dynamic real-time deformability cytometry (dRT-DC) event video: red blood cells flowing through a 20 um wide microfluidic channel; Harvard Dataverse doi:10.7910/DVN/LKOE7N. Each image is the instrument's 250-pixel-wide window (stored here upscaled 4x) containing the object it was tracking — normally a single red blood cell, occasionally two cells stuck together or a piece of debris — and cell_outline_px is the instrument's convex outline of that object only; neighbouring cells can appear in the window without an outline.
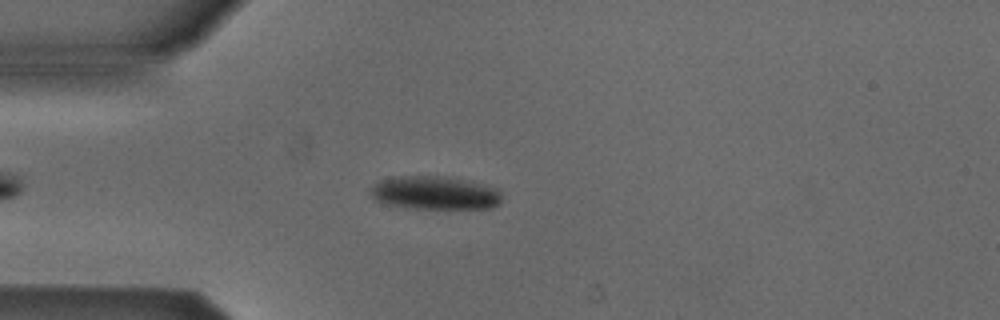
{"species": "Egyptian fruit bat (a non-hibernating species)", "species_latin": "Rousettus aegyptiacus", "temperature_condition": "cold", "stored_images_in_passage": 48, "camera_frame_rate_fps": 3000, "um_per_image_px": 0.085, "animal": {"sex": "male"}, "frame": {"image": 1, "passage_image": 9, "time_ms": 2.667, "image_size_px": [1000, 320], "cell_outline_px": [[500, 204], [492, 208], [404, 208], [388, 204], [376, 200], [372, 196], [372, 188], [380, 180], [392, 176], [448, 176], [500, 188]], "centroid_in_image_um": [37.0, 16.39], "position_along_channel_um": 48.0, "area_um2": 25.55}}
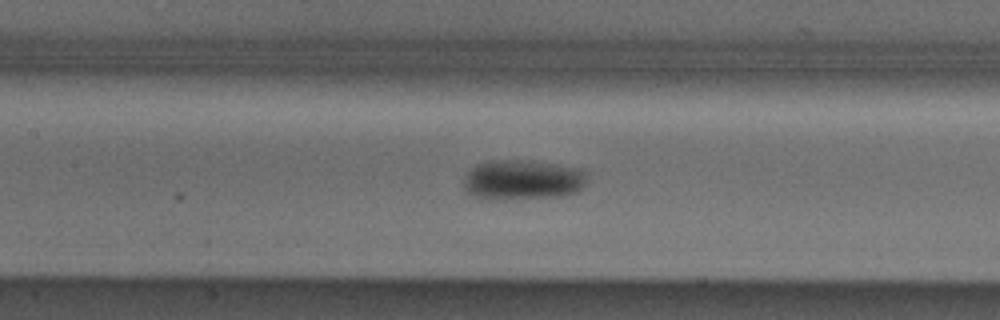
{"frame": {"image": 2, "passage_image": 19, "time_ms": 6.0, "image_size_px": [1000, 320], "cell_outline_px": [[588, 180], [580, 192], [564, 196], [476, 196], [468, 192], [464, 188], [464, 176], [476, 164], [488, 160], [532, 160], [584, 168]], "centroid_in_image_um": [44.54, 15.21], "position_along_channel_um": 162.9, "area_um2": 28.21}}
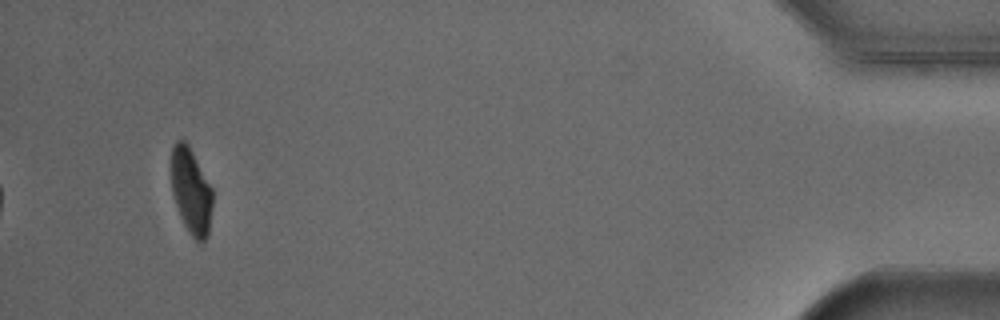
{"frame": {"image": 3, "passage_image": 45, "time_ms": 14.667, "image_size_px": [1000, 320], "cell_outline_px": [[212, 208], [208, 236], [204, 240], [196, 240], [188, 232], [180, 216], [172, 192], [172, 148], [176, 140], [184, 140], [188, 144], [212, 188]], "centroid_in_image_um": [16.25, 16.25], "position_along_channel_um": 419.0, "area_um2": 20.4}, "authors_computed_cell_mechanics": {"area_um2": 24.565, "velocity_mm_per_s": 3.8737, "shape_relaxation_time_tau1_ms": 2.9458, "shape_relaxation_time_tau2_ms": null, "deformation_change_tau1": 0.1133, "deformation_change_tau2": null}}